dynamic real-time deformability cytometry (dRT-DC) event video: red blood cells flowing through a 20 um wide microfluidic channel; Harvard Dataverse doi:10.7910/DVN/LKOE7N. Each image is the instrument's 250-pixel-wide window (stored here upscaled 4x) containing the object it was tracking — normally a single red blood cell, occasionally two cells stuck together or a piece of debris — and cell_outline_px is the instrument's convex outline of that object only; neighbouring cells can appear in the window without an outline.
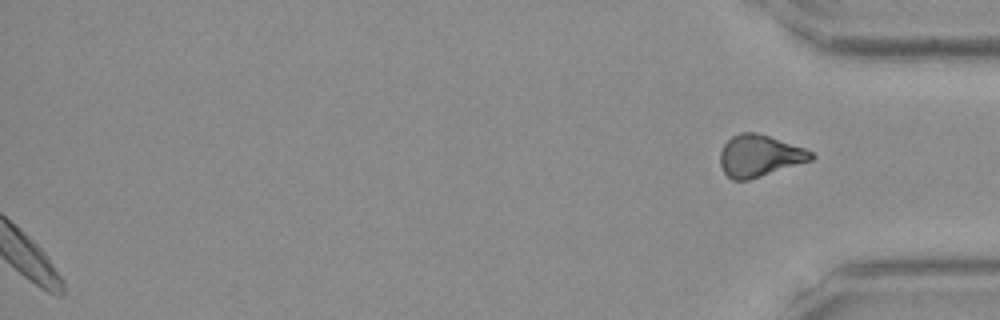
{"species": "Egyptian fruit bat (a non-hibernating species)", "species_latin": "Rousettus aegyptiacus", "temperature_condition": "room temperature", "stored_images_in_passage": 41, "segment_of_instrument_passage": [2, 2], "camera_frame_rate_fps": 3000, "um_per_image_px": 0.085, "frame": {"image": 1, "passage_image": 41, "time_ms": 13.333, "image_size_px": [1000, 320], "cell_outline_px": [[816, 156], [812, 160], [748, 180], [732, 180], [724, 172], [720, 164], [720, 152], [724, 144], [732, 136], [740, 132], [756, 132], [804, 148], [812, 152]], "centroid_in_image_um": [64.54, 13.24], "position_along_channel_um": 370.7, "area_um2": 21.96}}